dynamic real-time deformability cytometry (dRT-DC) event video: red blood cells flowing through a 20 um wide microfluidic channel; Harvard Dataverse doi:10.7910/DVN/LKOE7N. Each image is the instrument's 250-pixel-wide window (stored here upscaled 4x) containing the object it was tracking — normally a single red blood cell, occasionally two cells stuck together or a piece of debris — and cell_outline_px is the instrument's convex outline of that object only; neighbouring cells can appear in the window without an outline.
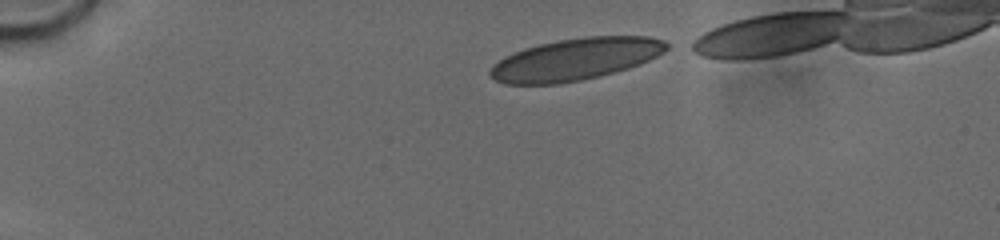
{"species": "human", "species_latin": "Homo sapiens", "temperature_condition": "cold", "stored_images_in_passage": 35, "camera_frame_rate_fps": 3000, "um_per_image_px": 0.085, "donor": {"sex": "male"}, "frame": {"image": 1, "passage_image": 1, "time_ms": 0.0, "image_size_px": [1000, 240], "cell_outline_px": [[668, 48], [664, 52], [640, 64], [628, 68], [600, 76], [560, 84], [504, 84], [488, 76], [488, 72], [492, 64], [504, 56], [524, 48], [540, 44], [560, 40], [584, 36], [648, 36], [664, 40], [668, 44]], "centroid_in_image_um": [48.88, 5.04], "position_along_channel_um": 36.1, "area_um2": 43.23}}
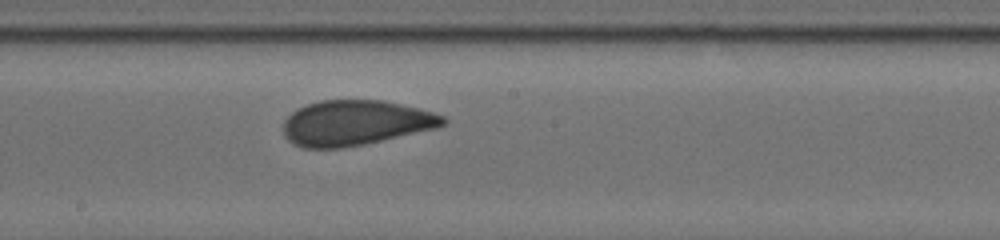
{"frame": {"image": 2, "passage_image": 21, "time_ms": 6.667, "image_size_px": [1000, 240], "cell_outline_px": [[448, 120], [444, 124], [436, 128], [364, 144], [340, 148], [304, 148], [292, 144], [284, 136], [284, 120], [296, 108], [320, 100], [384, 100], [420, 108], [444, 116]], "centroid_in_image_um": [30.19, 10.44], "position_along_channel_um": 218.0, "area_um2": 42.08}}
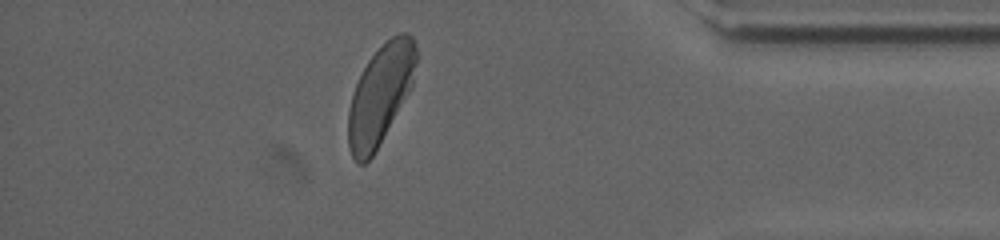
{"frame": {"image": 3, "passage_image": 33, "time_ms": 12.333, "image_size_px": [1000, 240], "cell_outline_px": [[416, 60], [412, 88], [372, 156], [364, 164], [356, 164], [352, 156], [348, 144], [348, 112], [352, 92], [368, 60], [392, 36], [400, 32], [408, 32], [412, 36], [416, 48]], "centroid_in_image_um": [32.32, 8.06], "position_along_channel_um": 402.9, "area_um2": 39.02}}